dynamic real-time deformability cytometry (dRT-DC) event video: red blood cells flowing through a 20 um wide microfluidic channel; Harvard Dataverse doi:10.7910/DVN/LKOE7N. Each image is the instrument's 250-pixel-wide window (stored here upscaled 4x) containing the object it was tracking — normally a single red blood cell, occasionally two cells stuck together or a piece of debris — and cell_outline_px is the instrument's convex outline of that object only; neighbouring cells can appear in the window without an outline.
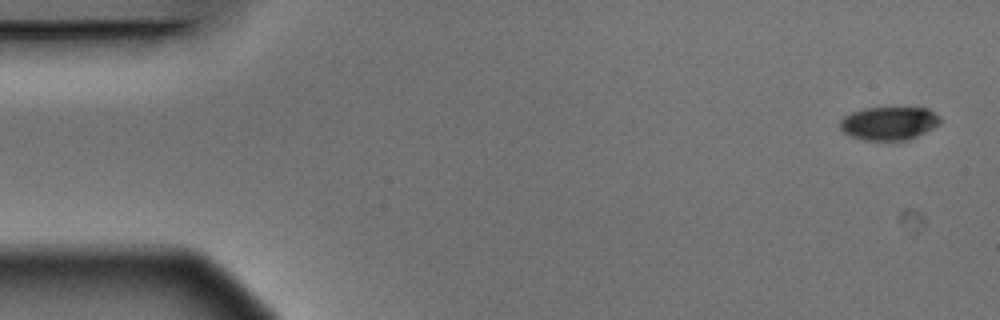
{"species": "Egyptian fruit bat (a non-hibernating species)", "species_latin": "Rousettus aegyptiacus", "temperature_condition": "warm", "stored_images_in_passage": 5, "camera_frame_rate_fps": 3000, "um_per_image_px": 0.085, "animal": {"sex": "male"}, "frame": {"image": 1, "passage_image": 1, "time_ms": 0.0, "image_size_px": [1000, 320], "cell_outline_px": [[940, 124], [908, 140], [864, 140], [852, 136], [844, 132], [840, 128], [840, 120], [844, 116], [852, 112], [864, 108], [928, 108], [940, 116]], "centroid_in_image_um": [75.56, 10.47], "position_along_channel_um": 9.4, "area_um2": 19.31}}
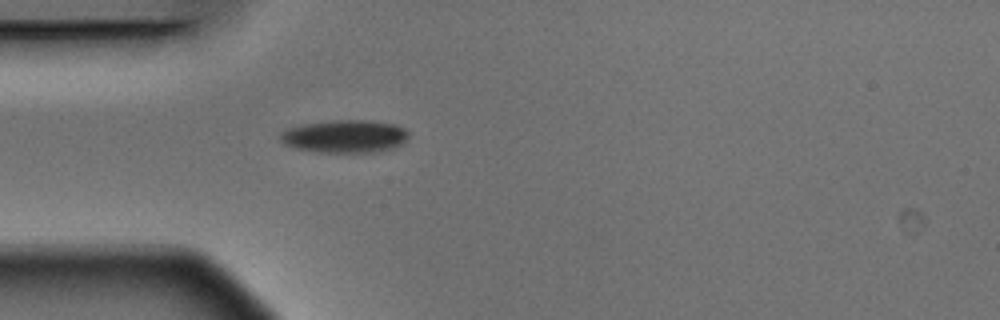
{"frame": {"image": 2, "passage_image": 5, "time_ms": 1.333, "image_size_px": [1000, 320], "cell_outline_px": [[408, 136], [396, 148], [380, 152], [316, 152], [296, 148], [284, 144], [280, 140], [280, 132], [288, 128], [304, 124], [332, 120], [364, 120], [396, 124], [404, 128], [408, 132]], "centroid_in_image_um": [29.31, 11.59], "position_along_channel_um": 55.7, "area_um2": 24.62}}